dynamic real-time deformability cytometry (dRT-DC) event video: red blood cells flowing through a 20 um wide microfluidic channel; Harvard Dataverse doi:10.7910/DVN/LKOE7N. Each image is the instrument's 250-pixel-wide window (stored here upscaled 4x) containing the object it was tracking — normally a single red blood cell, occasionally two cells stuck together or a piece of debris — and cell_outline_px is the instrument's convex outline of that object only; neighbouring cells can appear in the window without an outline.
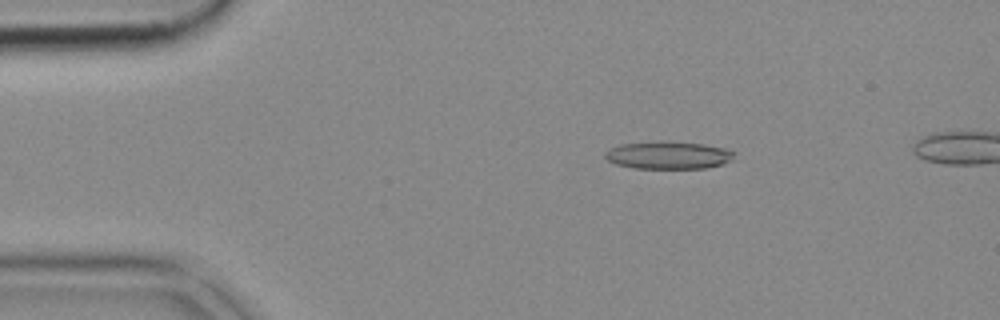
{"species": "common noctule bat (a hibernating species)", "species_latin": "Nyctalus noctula", "temperature_condition": "cold", "stored_images_in_passage": 49, "camera_frame_rate_fps": 3000, "um_per_image_px": 0.085, "animal": {"sex": "female", "body_mass_g": 18.4}, "frame": {"image": 1, "passage_image": 9, "time_ms": 2.667, "image_size_px": [1000, 320], "cell_outline_px": [[736, 152], [732, 160], [724, 164], [704, 168], [636, 168], [616, 164], [608, 160], [604, 156], [604, 152], [620, 144], [704, 144], [724, 148]], "centroid_in_image_um": [56.86, 13.24], "position_along_channel_um": 28.1, "area_um2": 19.71}}
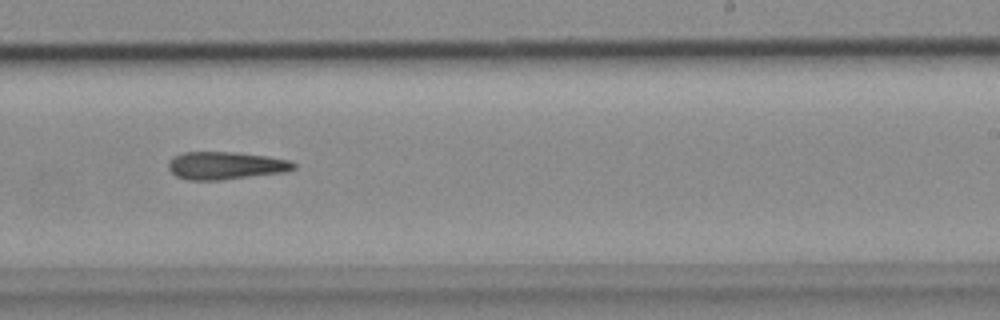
{"frame": {"image": 2, "passage_image": 32, "time_ms": 10.333, "image_size_px": [1000, 320], "cell_outline_px": [[296, 168], [284, 172], [220, 180], [188, 180], [176, 176], [168, 168], [168, 164], [172, 156], [184, 152], [232, 152], [264, 156], [288, 160], [296, 164]], "centroid_in_image_um": [19.14, 14.07], "position_along_channel_um": 269.9, "area_um2": 20.06}}
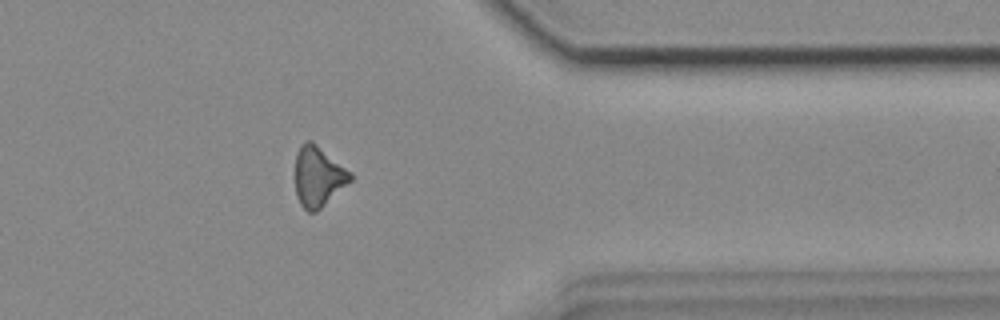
{"frame": {"image": 3, "passage_image": 42, "time_ms": 13.667, "image_size_px": [1000, 320], "cell_outline_px": [[352, 180], [316, 212], [308, 212], [300, 204], [296, 192], [296, 152], [300, 144], [308, 140], [312, 140], [352, 172]], "centroid_in_image_um": [27.06, 14.98], "position_along_channel_um": 384.3, "area_um2": 19.36}}